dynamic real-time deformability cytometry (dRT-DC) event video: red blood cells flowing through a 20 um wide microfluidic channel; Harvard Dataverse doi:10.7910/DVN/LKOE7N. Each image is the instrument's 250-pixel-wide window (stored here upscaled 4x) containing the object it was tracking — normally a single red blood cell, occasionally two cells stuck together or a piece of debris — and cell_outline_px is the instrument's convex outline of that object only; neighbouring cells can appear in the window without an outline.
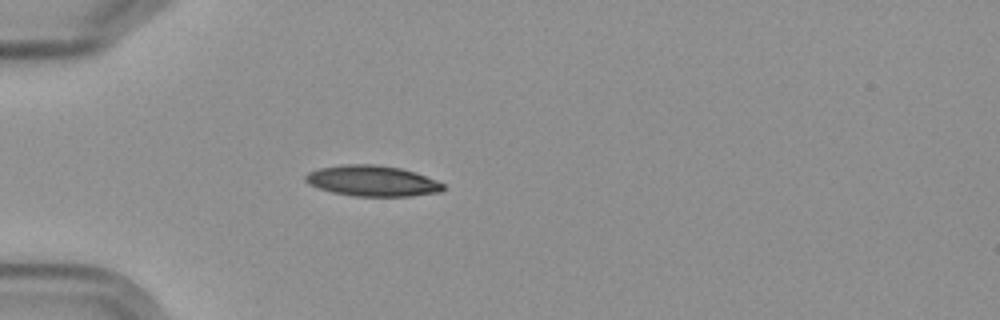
{"species": "Egyptian fruit bat (a non-hibernating species)", "species_latin": "Rousettus aegyptiacus", "temperature_condition": "cold", "stored_images_in_passage": 6, "camera_frame_rate_fps": 3000, "um_per_image_px": 0.085, "frame": {"image": 1, "passage_image": 5, "time_ms": 5.667, "image_size_px": [1000, 320], "cell_outline_px": [[444, 188], [440, 192], [412, 196], [356, 196], [332, 192], [308, 184], [304, 180], [304, 176], [308, 172], [320, 168], [340, 164], [376, 164], [400, 168], [416, 172], [436, 180], [444, 184]], "centroid_in_image_um": [31.64, 15.37], "position_along_channel_um": 53.4, "area_um2": 24.74}}